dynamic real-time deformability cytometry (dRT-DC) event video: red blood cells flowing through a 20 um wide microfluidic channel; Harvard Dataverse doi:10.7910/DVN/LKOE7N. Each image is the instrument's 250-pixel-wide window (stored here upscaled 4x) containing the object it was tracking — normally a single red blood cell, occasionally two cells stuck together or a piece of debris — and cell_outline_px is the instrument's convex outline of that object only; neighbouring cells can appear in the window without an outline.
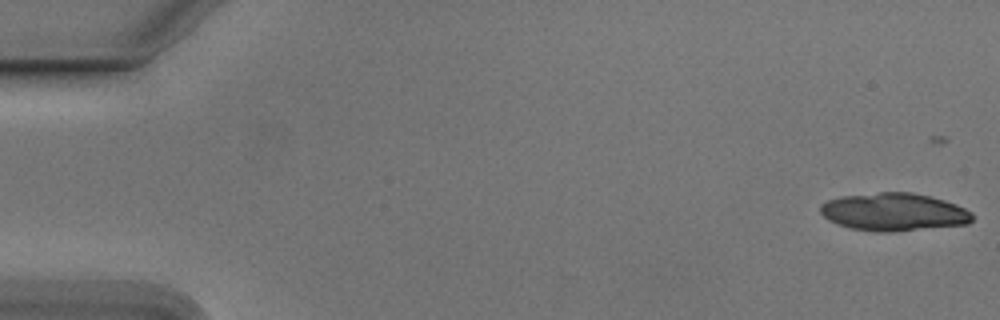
{"species": "Egyptian fruit bat (a non-hibernating species)", "species_latin": "Rousettus aegyptiacus", "temperature_condition": "cold", "stored_images_in_passage": 23, "camera_frame_rate_fps": 3000, "um_per_image_px": 0.085, "animal": {"sex": "male"}, "frame": {"image": 1, "passage_image": 1, "time_ms": 0.0, "image_size_px": [1000, 320], "cell_outline_px": [[972, 220], [968, 224], [892, 232], [876, 232], [852, 228], [828, 220], [820, 212], [820, 204], [828, 200], [840, 196], [880, 192], [912, 192], [944, 200], [956, 204], [972, 212]], "centroid_in_image_um": [75.97, 18.01], "position_along_channel_um": 9.0, "area_um2": 33.47}}
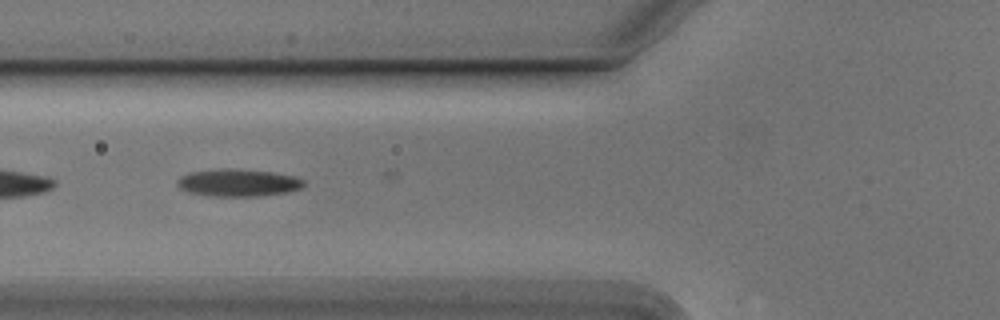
{"frame": {"image": 2, "passage_image": 21, "time_ms": 6.667, "image_size_px": [1000, 320], "cell_outline_px": [[304, 184], [300, 188], [288, 192], [260, 196], [212, 196], [188, 192], [180, 188], [176, 184], [176, 180], [180, 176], [192, 172], [224, 168], [272, 172], [292, 176], [304, 180]], "centroid_in_image_um": [20.21, 15.54], "position_along_channel_um": 105.6, "area_um2": 20.0}}